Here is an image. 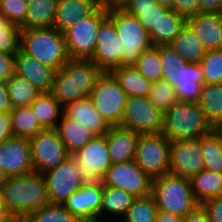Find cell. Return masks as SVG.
<instances>
[{"label":"cell","mask_w":222,"mask_h":222,"mask_svg":"<svg viewBox=\"0 0 222 222\" xmlns=\"http://www.w3.org/2000/svg\"><path fill=\"white\" fill-rule=\"evenodd\" d=\"M103 71L91 59H72L56 71L52 95L64 107L90 97L98 77Z\"/></svg>","instance_id":"cell-1"},{"label":"cell","mask_w":222,"mask_h":222,"mask_svg":"<svg viewBox=\"0 0 222 222\" xmlns=\"http://www.w3.org/2000/svg\"><path fill=\"white\" fill-rule=\"evenodd\" d=\"M1 191L13 217H26L50 203L45 178L35 171L8 177Z\"/></svg>","instance_id":"cell-2"},{"label":"cell","mask_w":222,"mask_h":222,"mask_svg":"<svg viewBox=\"0 0 222 222\" xmlns=\"http://www.w3.org/2000/svg\"><path fill=\"white\" fill-rule=\"evenodd\" d=\"M20 49L56 71L60 70L70 59L64 35L54 27L21 30Z\"/></svg>","instance_id":"cell-3"},{"label":"cell","mask_w":222,"mask_h":222,"mask_svg":"<svg viewBox=\"0 0 222 222\" xmlns=\"http://www.w3.org/2000/svg\"><path fill=\"white\" fill-rule=\"evenodd\" d=\"M214 129L198 103L178 101L164 113L161 133L174 141L199 139Z\"/></svg>","instance_id":"cell-4"},{"label":"cell","mask_w":222,"mask_h":222,"mask_svg":"<svg viewBox=\"0 0 222 222\" xmlns=\"http://www.w3.org/2000/svg\"><path fill=\"white\" fill-rule=\"evenodd\" d=\"M151 195L158 210L183 217L199 205L193 195L190 179L173 173L153 178Z\"/></svg>","instance_id":"cell-5"},{"label":"cell","mask_w":222,"mask_h":222,"mask_svg":"<svg viewBox=\"0 0 222 222\" xmlns=\"http://www.w3.org/2000/svg\"><path fill=\"white\" fill-rule=\"evenodd\" d=\"M108 16L113 20L124 53L121 55V67L135 66L140 55L153 46L149 32L138 19L122 8L108 9Z\"/></svg>","instance_id":"cell-6"},{"label":"cell","mask_w":222,"mask_h":222,"mask_svg":"<svg viewBox=\"0 0 222 222\" xmlns=\"http://www.w3.org/2000/svg\"><path fill=\"white\" fill-rule=\"evenodd\" d=\"M107 17L108 9L99 5L90 15L63 32L69 58H92L97 47L99 27Z\"/></svg>","instance_id":"cell-7"},{"label":"cell","mask_w":222,"mask_h":222,"mask_svg":"<svg viewBox=\"0 0 222 222\" xmlns=\"http://www.w3.org/2000/svg\"><path fill=\"white\" fill-rule=\"evenodd\" d=\"M90 99L96 111L110 126L121 125L127 95L111 72L103 71L98 77Z\"/></svg>","instance_id":"cell-8"},{"label":"cell","mask_w":222,"mask_h":222,"mask_svg":"<svg viewBox=\"0 0 222 222\" xmlns=\"http://www.w3.org/2000/svg\"><path fill=\"white\" fill-rule=\"evenodd\" d=\"M134 160L152 179L170 173V140L162 133L140 134Z\"/></svg>","instance_id":"cell-9"},{"label":"cell","mask_w":222,"mask_h":222,"mask_svg":"<svg viewBox=\"0 0 222 222\" xmlns=\"http://www.w3.org/2000/svg\"><path fill=\"white\" fill-rule=\"evenodd\" d=\"M43 176L51 204H63L71 194L79 190L88 180L72 155L57 168L43 173Z\"/></svg>","instance_id":"cell-10"},{"label":"cell","mask_w":222,"mask_h":222,"mask_svg":"<svg viewBox=\"0 0 222 222\" xmlns=\"http://www.w3.org/2000/svg\"><path fill=\"white\" fill-rule=\"evenodd\" d=\"M29 141L35 172L43 174L57 168L70 156L55 129H44Z\"/></svg>","instance_id":"cell-11"},{"label":"cell","mask_w":222,"mask_h":222,"mask_svg":"<svg viewBox=\"0 0 222 222\" xmlns=\"http://www.w3.org/2000/svg\"><path fill=\"white\" fill-rule=\"evenodd\" d=\"M163 117L164 113L147 97H127L120 126L139 134L161 133Z\"/></svg>","instance_id":"cell-12"},{"label":"cell","mask_w":222,"mask_h":222,"mask_svg":"<svg viewBox=\"0 0 222 222\" xmlns=\"http://www.w3.org/2000/svg\"><path fill=\"white\" fill-rule=\"evenodd\" d=\"M101 181L103 186L122 189L134 197L151 194L152 178L143 171L135 160L113 163Z\"/></svg>","instance_id":"cell-13"},{"label":"cell","mask_w":222,"mask_h":222,"mask_svg":"<svg viewBox=\"0 0 222 222\" xmlns=\"http://www.w3.org/2000/svg\"><path fill=\"white\" fill-rule=\"evenodd\" d=\"M103 183L101 180H87L63 203L65 209L83 222H100Z\"/></svg>","instance_id":"cell-14"},{"label":"cell","mask_w":222,"mask_h":222,"mask_svg":"<svg viewBox=\"0 0 222 222\" xmlns=\"http://www.w3.org/2000/svg\"><path fill=\"white\" fill-rule=\"evenodd\" d=\"M202 170L201 137L170 141V173L190 179Z\"/></svg>","instance_id":"cell-15"},{"label":"cell","mask_w":222,"mask_h":222,"mask_svg":"<svg viewBox=\"0 0 222 222\" xmlns=\"http://www.w3.org/2000/svg\"><path fill=\"white\" fill-rule=\"evenodd\" d=\"M123 43L108 16L100 25L97 35V47L91 60L105 72L121 67V55L124 53Z\"/></svg>","instance_id":"cell-16"},{"label":"cell","mask_w":222,"mask_h":222,"mask_svg":"<svg viewBox=\"0 0 222 222\" xmlns=\"http://www.w3.org/2000/svg\"><path fill=\"white\" fill-rule=\"evenodd\" d=\"M88 180H101L112 165L106 134L95 138L72 154Z\"/></svg>","instance_id":"cell-17"},{"label":"cell","mask_w":222,"mask_h":222,"mask_svg":"<svg viewBox=\"0 0 222 222\" xmlns=\"http://www.w3.org/2000/svg\"><path fill=\"white\" fill-rule=\"evenodd\" d=\"M0 167L9 177L34 172L29 139L13 136L1 143Z\"/></svg>","instance_id":"cell-18"},{"label":"cell","mask_w":222,"mask_h":222,"mask_svg":"<svg viewBox=\"0 0 222 222\" xmlns=\"http://www.w3.org/2000/svg\"><path fill=\"white\" fill-rule=\"evenodd\" d=\"M15 74L26 78L40 92H50L56 70L46 66L21 49L15 55Z\"/></svg>","instance_id":"cell-19"},{"label":"cell","mask_w":222,"mask_h":222,"mask_svg":"<svg viewBox=\"0 0 222 222\" xmlns=\"http://www.w3.org/2000/svg\"><path fill=\"white\" fill-rule=\"evenodd\" d=\"M187 24L207 51L222 49V13L200 12L187 18Z\"/></svg>","instance_id":"cell-20"},{"label":"cell","mask_w":222,"mask_h":222,"mask_svg":"<svg viewBox=\"0 0 222 222\" xmlns=\"http://www.w3.org/2000/svg\"><path fill=\"white\" fill-rule=\"evenodd\" d=\"M139 133L122 126H111L106 133L111 163L128 162L135 159Z\"/></svg>","instance_id":"cell-21"},{"label":"cell","mask_w":222,"mask_h":222,"mask_svg":"<svg viewBox=\"0 0 222 222\" xmlns=\"http://www.w3.org/2000/svg\"><path fill=\"white\" fill-rule=\"evenodd\" d=\"M63 114L81 123L96 136L105 135L111 127L96 111L90 97L66 104L63 107Z\"/></svg>","instance_id":"cell-22"},{"label":"cell","mask_w":222,"mask_h":222,"mask_svg":"<svg viewBox=\"0 0 222 222\" xmlns=\"http://www.w3.org/2000/svg\"><path fill=\"white\" fill-rule=\"evenodd\" d=\"M99 5V0H58L53 27L63 33L90 15Z\"/></svg>","instance_id":"cell-23"},{"label":"cell","mask_w":222,"mask_h":222,"mask_svg":"<svg viewBox=\"0 0 222 222\" xmlns=\"http://www.w3.org/2000/svg\"><path fill=\"white\" fill-rule=\"evenodd\" d=\"M122 9L136 17L139 23L149 32L153 46H156V26L160 14L167 9L156 0H128Z\"/></svg>","instance_id":"cell-24"},{"label":"cell","mask_w":222,"mask_h":222,"mask_svg":"<svg viewBox=\"0 0 222 222\" xmlns=\"http://www.w3.org/2000/svg\"><path fill=\"white\" fill-rule=\"evenodd\" d=\"M134 198L122 189L103 186L100 222H118L117 219L125 215Z\"/></svg>","instance_id":"cell-25"},{"label":"cell","mask_w":222,"mask_h":222,"mask_svg":"<svg viewBox=\"0 0 222 222\" xmlns=\"http://www.w3.org/2000/svg\"><path fill=\"white\" fill-rule=\"evenodd\" d=\"M63 145L70 155L81 149L95 138V134L81 123L62 114L55 128Z\"/></svg>","instance_id":"cell-26"},{"label":"cell","mask_w":222,"mask_h":222,"mask_svg":"<svg viewBox=\"0 0 222 222\" xmlns=\"http://www.w3.org/2000/svg\"><path fill=\"white\" fill-rule=\"evenodd\" d=\"M204 85L203 72L199 63L181 66L180 84L174 87L181 102L198 103Z\"/></svg>","instance_id":"cell-27"},{"label":"cell","mask_w":222,"mask_h":222,"mask_svg":"<svg viewBox=\"0 0 222 222\" xmlns=\"http://www.w3.org/2000/svg\"><path fill=\"white\" fill-rule=\"evenodd\" d=\"M168 46L189 63H200L207 52L202 42L187 23Z\"/></svg>","instance_id":"cell-28"},{"label":"cell","mask_w":222,"mask_h":222,"mask_svg":"<svg viewBox=\"0 0 222 222\" xmlns=\"http://www.w3.org/2000/svg\"><path fill=\"white\" fill-rule=\"evenodd\" d=\"M58 0H31L27 3L25 23L21 29L53 27Z\"/></svg>","instance_id":"cell-29"},{"label":"cell","mask_w":222,"mask_h":222,"mask_svg":"<svg viewBox=\"0 0 222 222\" xmlns=\"http://www.w3.org/2000/svg\"><path fill=\"white\" fill-rule=\"evenodd\" d=\"M45 129H55L63 114V106L51 92H41L30 105Z\"/></svg>","instance_id":"cell-30"},{"label":"cell","mask_w":222,"mask_h":222,"mask_svg":"<svg viewBox=\"0 0 222 222\" xmlns=\"http://www.w3.org/2000/svg\"><path fill=\"white\" fill-rule=\"evenodd\" d=\"M193 195L199 204L222 195V173L202 170L190 178Z\"/></svg>","instance_id":"cell-31"},{"label":"cell","mask_w":222,"mask_h":222,"mask_svg":"<svg viewBox=\"0 0 222 222\" xmlns=\"http://www.w3.org/2000/svg\"><path fill=\"white\" fill-rule=\"evenodd\" d=\"M118 80L127 97H147L151 82L143 77L134 66L116 67L110 71Z\"/></svg>","instance_id":"cell-32"},{"label":"cell","mask_w":222,"mask_h":222,"mask_svg":"<svg viewBox=\"0 0 222 222\" xmlns=\"http://www.w3.org/2000/svg\"><path fill=\"white\" fill-rule=\"evenodd\" d=\"M198 105L215 128L222 125V83L203 85Z\"/></svg>","instance_id":"cell-33"},{"label":"cell","mask_w":222,"mask_h":222,"mask_svg":"<svg viewBox=\"0 0 222 222\" xmlns=\"http://www.w3.org/2000/svg\"><path fill=\"white\" fill-rule=\"evenodd\" d=\"M204 169L222 173V130L215 128L201 137Z\"/></svg>","instance_id":"cell-34"},{"label":"cell","mask_w":222,"mask_h":222,"mask_svg":"<svg viewBox=\"0 0 222 222\" xmlns=\"http://www.w3.org/2000/svg\"><path fill=\"white\" fill-rule=\"evenodd\" d=\"M11 108L30 106L41 93L26 78L14 74L5 81Z\"/></svg>","instance_id":"cell-35"},{"label":"cell","mask_w":222,"mask_h":222,"mask_svg":"<svg viewBox=\"0 0 222 222\" xmlns=\"http://www.w3.org/2000/svg\"><path fill=\"white\" fill-rule=\"evenodd\" d=\"M13 135L30 139L45 128L40 124L31 106L11 110Z\"/></svg>","instance_id":"cell-36"},{"label":"cell","mask_w":222,"mask_h":222,"mask_svg":"<svg viewBox=\"0 0 222 222\" xmlns=\"http://www.w3.org/2000/svg\"><path fill=\"white\" fill-rule=\"evenodd\" d=\"M187 23V19L173 9L159 15L156 26V46L169 45Z\"/></svg>","instance_id":"cell-37"},{"label":"cell","mask_w":222,"mask_h":222,"mask_svg":"<svg viewBox=\"0 0 222 222\" xmlns=\"http://www.w3.org/2000/svg\"><path fill=\"white\" fill-rule=\"evenodd\" d=\"M158 207L149 194L135 197L125 215L118 222H156Z\"/></svg>","instance_id":"cell-38"},{"label":"cell","mask_w":222,"mask_h":222,"mask_svg":"<svg viewBox=\"0 0 222 222\" xmlns=\"http://www.w3.org/2000/svg\"><path fill=\"white\" fill-rule=\"evenodd\" d=\"M162 80L168 81L173 87L180 84L181 66L189 62L182 59L170 46L160 45Z\"/></svg>","instance_id":"cell-39"},{"label":"cell","mask_w":222,"mask_h":222,"mask_svg":"<svg viewBox=\"0 0 222 222\" xmlns=\"http://www.w3.org/2000/svg\"><path fill=\"white\" fill-rule=\"evenodd\" d=\"M134 67L151 83L162 80L160 46H152L145 50Z\"/></svg>","instance_id":"cell-40"},{"label":"cell","mask_w":222,"mask_h":222,"mask_svg":"<svg viewBox=\"0 0 222 222\" xmlns=\"http://www.w3.org/2000/svg\"><path fill=\"white\" fill-rule=\"evenodd\" d=\"M28 222H83L77 216L69 213L63 204H47L29 213Z\"/></svg>","instance_id":"cell-41"},{"label":"cell","mask_w":222,"mask_h":222,"mask_svg":"<svg viewBox=\"0 0 222 222\" xmlns=\"http://www.w3.org/2000/svg\"><path fill=\"white\" fill-rule=\"evenodd\" d=\"M147 98L163 113L179 101L174 87L165 80L152 83Z\"/></svg>","instance_id":"cell-42"},{"label":"cell","mask_w":222,"mask_h":222,"mask_svg":"<svg viewBox=\"0 0 222 222\" xmlns=\"http://www.w3.org/2000/svg\"><path fill=\"white\" fill-rule=\"evenodd\" d=\"M21 27L10 23L0 12V52L16 55L20 50Z\"/></svg>","instance_id":"cell-43"},{"label":"cell","mask_w":222,"mask_h":222,"mask_svg":"<svg viewBox=\"0 0 222 222\" xmlns=\"http://www.w3.org/2000/svg\"><path fill=\"white\" fill-rule=\"evenodd\" d=\"M199 64L204 85L222 83V49L207 51Z\"/></svg>","instance_id":"cell-44"},{"label":"cell","mask_w":222,"mask_h":222,"mask_svg":"<svg viewBox=\"0 0 222 222\" xmlns=\"http://www.w3.org/2000/svg\"><path fill=\"white\" fill-rule=\"evenodd\" d=\"M27 3L24 0H0V12L10 22L18 26L25 23Z\"/></svg>","instance_id":"cell-45"},{"label":"cell","mask_w":222,"mask_h":222,"mask_svg":"<svg viewBox=\"0 0 222 222\" xmlns=\"http://www.w3.org/2000/svg\"><path fill=\"white\" fill-rule=\"evenodd\" d=\"M186 19L200 13L199 0H175L172 8Z\"/></svg>","instance_id":"cell-46"},{"label":"cell","mask_w":222,"mask_h":222,"mask_svg":"<svg viewBox=\"0 0 222 222\" xmlns=\"http://www.w3.org/2000/svg\"><path fill=\"white\" fill-rule=\"evenodd\" d=\"M201 206L205 209L210 222H222V195L204 201Z\"/></svg>","instance_id":"cell-47"},{"label":"cell","mask_w":222,"mask_h":222,"mask_svg":"<svg viewBox=\"0 0 222 222\" xmlns=\"http://www.w3.org/2000/svg\"><path fill=\"white\" fill-rule=\"evenodd\" d=\"M15 55L0 52V81H7L15 74Z\"/></svg>","instance_id":"cell-48"},{"label":"cell","mask_w":222,"mask_h":222,"mask_svg":"<svg viewBox=\"0 0 222 222\" xmlns=\"http://www.w3.org/2000/svg\"><path fill=\"white\" fill-rule=\"evenodd\" d=\"M13 136L11 111L0 112V144Z\"/></svg>","instance_id":"cell-49"},{"label":"cell","mask_w":222,"mask_h":222,"mask_svg":"<svg viewBox=\"0 0 222 222\" xmlns=\"http://www.w3.org/2000/svg\"><path fill=\"white\" fill-rule=\"evenodd\" d=\"M185 222H210L205 209L199 204L195 209L184 216Z\"/></svg>","instance_id":"cell-50"},{"label":"cell","mask_w":222,"mask_h":222,"mask_svg":"<svg viewBox=\"0 0 222 222\" xmlns=\"http://www.w3.org/2000/svg\"><path fill=\"white\" fill-rule=\"evenodd\" d=\"M200 12L222 13V0H199Z\"/></svg>","instance_id":"cell-51"},{"label":"cell","mask_w":222,"mask_h":222,"mask_svg":"<svg viewBox=\"0 0 222 222\" xmlns=\"http://www.w3.org/2000/svg\"><path fill=\"white\" fill-rule=\"evenodd\" d=\"M11 110L12 108L6 84L0 81V112H8Z\"/></svg>","instance_id":"cell-52"},{"label":"cell","mask_w":222,"mask_h":222,"mask_svg":"<svg viewBox=\"0 0 222 222\" xmlns=\"http://www.w3.org/2000/svg\"><path fill=\"white\" fill-rule=\"evenodd\" d=\"M156 222H185L184 217L173 214L170 212H165L163 210H158L156 216Z\"/></svg>","instance_id":"cell-53"},{"label":"cell","mask_w":222,"mask_h":222,"mask_svg":"<svg viewBox=\"0 0 222 222\" xmlns=\"http://www.w3.org/2000/svg\"><path fill=\"white\" fill-rule=\"evenodd\" d=\"M128 0H99L100 5L106 9L122 8Z\"/></svg>","instance_id":"cell-54"},{"label":"cell","mask_w":222,"mask_h":222,"mask_svg":"<svg viewBox=\"0 0 222 222\" xmlns=\"http://www.w3.org/2000/svg\"><path fill=\"white\" fill-rule=\"evenodd\" d=\"M0 217H13L7 208L2 191L0 190Z\"/></svg>","instance_id":"cell-55"},{"label":"cell","mask_w":222,"mask_h":222,"mask_svg":"<svg viewBox=\"0 0 222 222\" xmlns=\"http://www.w3.org/2000/svg\"><path fill=\"white\" fill-rule=\"evenodd\" d=\"M8 175L5 173V171L0 167V190L3 188V186L5 185L7 179H8Z\"/></svg>","instance_id":"cell-56"},{"label":"cell","mask_w":222,"mask_h":222,"mask_svg":"<svg viewBox=\"0 0 222 222\" xmlns=\"http://www.w3.org/2000/svg\"><path fill=\"white\" fill-rule=\"evenodd\" d=\"M160 5H162L163 7H166L168 9H172L173 8V4L175 0H156Z\"/></svg>","instance_id":"cell-57"},{"label":"cell","mask_w":222,"mask_h":222,"mask_svg":"<svg viewBox=\"0 0 222 222\" xmlns=\"http://www.w3.org/2000/svg\"><path fill=\"white\" fill-rule=\"evenodd\" d=\"M9 222H28L25 217H13Z\"/></svg>","instance_id":"cell-58"},{"label":"cell","mask_w":222,"mask_h":222,"mask_svg":"<svg viewBox=\"0 0 222 222\" xmlns=\"http://www.w3.org/2000/svg\"><path fill=\"white\" fill-rule=\"evenodd\" d=\"M13 217H0V222H9Z\"/></svg>","instance_id":"cell-59"}]
</instances>
